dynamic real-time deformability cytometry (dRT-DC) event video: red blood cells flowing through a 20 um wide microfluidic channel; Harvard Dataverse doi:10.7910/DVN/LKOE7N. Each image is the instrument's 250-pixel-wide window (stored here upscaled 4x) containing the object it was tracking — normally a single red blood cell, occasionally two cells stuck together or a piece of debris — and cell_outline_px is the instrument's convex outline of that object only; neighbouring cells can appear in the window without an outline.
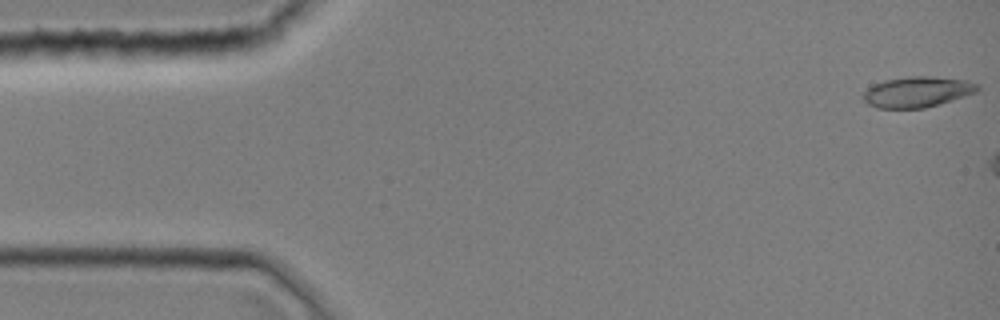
{"species": "common noctule bat (a hibernating species)", "species_latin": "Nyctalus noctula", "temperature_condition": "room temperature", "stored_images_in_passage": 6, "camera_frame_rate_fps": 3000, "um_per_image_px": 0.085, "animal": {"sex": "female", "body_mass_g": 19.0, "forearm_length_mm": 51.5}, "frame": {"image": 1, "passage_image": 1, "time_ms": 0.0, "image_size_px": [1000, 320], "cell_outline_px": [[980, 88], [976, 92], [940, 104], [924, 108], [876, 108], [868, 104], [864, 100], [864, 92], [872, 84], [884, 80], [908, 76], [932, 76], [968, 80], [980, 84]], "centroid_in_image_um": [77.99, 7.8], "position_along_channel_um": 7.0, "area_um2": 20.58}}